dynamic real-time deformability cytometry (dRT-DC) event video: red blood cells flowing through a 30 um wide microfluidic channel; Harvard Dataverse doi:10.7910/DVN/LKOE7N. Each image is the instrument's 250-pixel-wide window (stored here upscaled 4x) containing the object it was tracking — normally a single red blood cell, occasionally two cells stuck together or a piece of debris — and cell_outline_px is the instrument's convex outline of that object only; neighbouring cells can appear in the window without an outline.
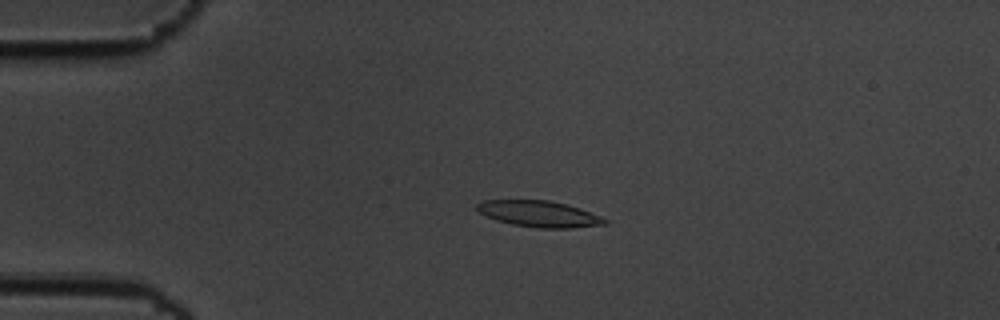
{"species": "common noctule bat (a hibernating species)", "species_latin": "Nyctalus noctula", "temperature_condition": "cold", "stored_images_in_passage": 58, "camera_frame_rate_fps": 3000, "um_per_image_px": 0.085, "animal": {"sex": "male", "body_mass_g": 19.5, "forearm_length_mm": 54.6}, "frame": {"image": 1, "passage_image": 14, "time_ms": 4.333, "image_size_px": [1000, 320], "cell_outline_px": [[608, 224], [572, 228], [536, 228], [512, 224], [496, 220], [480, 212], [476, 208], [476, 204], [484, 200], [548, 200], [568, 204], [580, 208], [600, 216], [608, 220]], "centroid_in_image_um": [45.86, 18.18], "position_along_channel_um": 39.1, "area_um2": 19.54}}
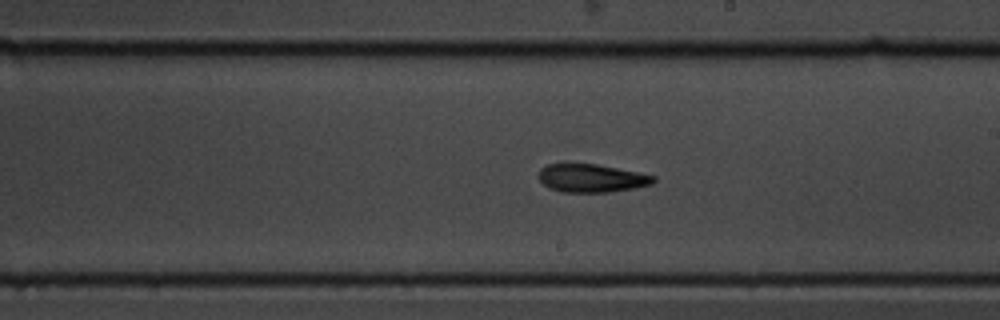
{"frame": {"image": 2, "passage_image": 34, "time_ms": 11.0, "image_size_px": [1000, 320], "cell_outline_px": [[656, 180], [652, 184], [636, 188], [612, 192], [560, 192], [548, 188], [536, 176], [540, 168], [548, 164], [596, 164], [656, 176]], "centroid_in_image_um": [50.25, 15.16], "position_along_channel_um": 238.7, "area_um2": 18.96}}
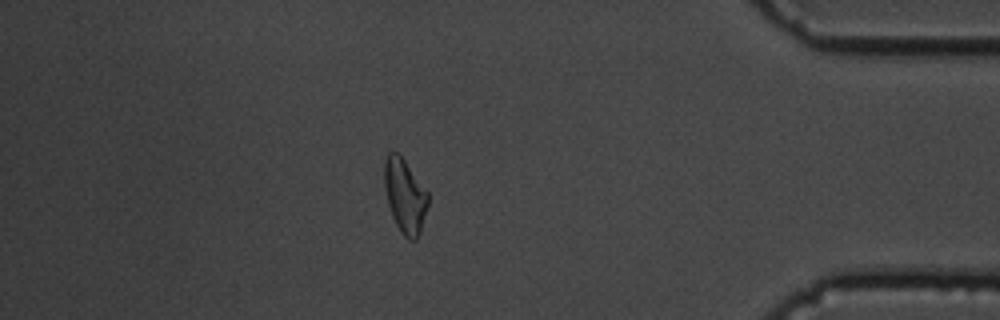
{"frame": {"image": 3, "passage_image": 51, "time_ms": 16.667, "image_size_px": [1000, 320], "cell_outline_px": [[428, 204], [420, 232], [416, 240], [408, 240], [400, 232], [392, 216], [388, 204], [384, 184], [384, 160], [388, 152], [396, 152], [404, 160], [428, 192]], "centroid_in_image_um": [34.4, 16.66], "position_along_channel_um": 400.8, "area_um2": 18.73}, "authors_computed_cell_mechanics": {"area_um2": 19.2474, "velocity_mm_per_s": 3.4771, "shape_relaxation_time_tau1_ms": 4.9084, "shape_relaxation_time_tau2_ms": 8.1202, "deformation_change_tau1": 0.1671, "deformation_change_tau2": 0.1679}}